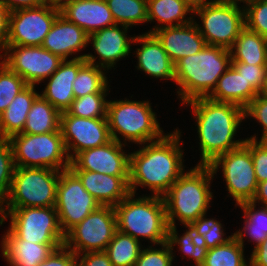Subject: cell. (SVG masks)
Returning a JSON list of instances; mask_svg holds the SVG:
<instances>
[{
    "label": "cell",
    "mask_w": 267,
    "mask_h": 266,
    "mask_svg": "<svg viewBox=\"0 0 267 266\" xmlns=\"http://www.w3.org/2000/svg\"><path fill=\"white\" fill-rule=\"evenodd\" d=\"M181 133L177 127L160 140L141 144L139 150L130 153V193L137 195L138 187H148L152 196L163 197L185 172Z\"/></svg>",
    "instance_id": "cell-1"
},
{
    "label": "cell",
    "mask_w": 267,
    "mask_h": 266,
    "mask_svg": "<svg viewBox=\"0 0 267 266\" xmlns=\"http://www.w3.org/2000/svg\"><path fill=\"white\" fill-rule=\"evenodd\" d=\"M182 105L191 107L197 121L195 126L201 153L198 165H209L218 156L244 144L246 138L235 139L241 122L245 120L241 106L216 102L208 97L195 98Z\"/></svg>",
    "instance_id": "cell-2"
},
{
    "label": "cell",
    "mask_w": 267,
    "mask_h": 266,
    "mask_svg": "<svg viewBox=\"0 0 267 266\" xmlns=\"http://www.w3.org/2000/svg\"><path fill=\"white\" fill-rule=\"evenodd\" d=\"M230 65L231 51L211 45L178 60L175 63V83L179 101L184 104L195 98L208 97Z\"/></svg>",
    "instance_id": "cell-3"
},
{
    "label": "cell",
    "mask_w": 267,
    "mask_h": 266,
    "mask_svg": "<svg viewBox=\"0 0 267 266\" xmlns=\"http://www.w3.org/2000/svg\"><path fill=\"white\" fill-rule=\"evenodd\" d=\"M215 176L209 165H198L184 172L163 196L168 225H191L207 214L213 199L211 181Z\"/></svg>",
    "instance_id": "cell-4"
},
{
    "label": "cell",
    "mask_w": 267,
    "mask_h": 266,
    "mask_svg": "<svg viewBox=\"0 0 267 266\" xmlns=\"http://www.w3.org/2000/svg\"><path fill=\"white\" fill-rule=\"evenodd\" d=\"M142 196V197H141ZM129 193L115 208L117 230L154 246L167 242L168 222L163 197Z\"/></svg>",
    "instance_id": "cell-5"
},
{
    "label": "cell",
    "mask_w": 267,
    "mask_h": 266,
    "mask_svg": "<svg viewBox=\"0 0 267 266\" xmlns=\"http://www.w3.org/2000/svg\"><path fill=\"white\" fill-rule=\"evenodd\" d=\"M151 104L149 100H109L107 121L112 139L125 145L127 141L141 145L160 140L166 133Z\"/></svg>",
    "instance_id": "cell-6"
},
{
    "label": "cell",
    "mask_w": 267,
    "mask_h": 266,
    "mask_svg": "<svg viewBox=\"0 0 267 266\" xmlns=\"http://www.w3.org/2000/svg\"><path fill=\"white\" fill-rule=\"evenodd\" d=\"M15 167L69 169L71 159L61 130L45 134L18 133L8 138Z\"/></svg>",
    "instance_id": "cell-7"
},
{
    "label": "cell",
    "mask_w": 267,
    "mask_h": 266,
    "mask_svg": "<svg viewBox=\"0 0 267 266\" xmlns=\"http://www.w3.org/2000/svg\"><path fill=\"white\" fill-rule=\"evenodd\" d=\"M60 172L50 168L15 167L9 194L0 209L55 207Z\"/></svg>",
    "instance_id": "cell-8"
},
{
    "label": "cell",
    "mask_w": 267,
    "mask_h": 266,
    "mask_svg": "<svg viewBox=\"0 0 267 266\" xmlns=\"http://www.w3.org/2000/svg\"><path fill=\"white\" fill-rule=\"evenodd\" d=\"M9 218L8 229L20 240L37 244H64L55 207L0 209V226Z\"/></svg>",
    "instance_id": "cell-9"
},
{
    "label": "cell",
    "mask_w": 267,
    "mask_h": 266,
    "mask_svg": "<svg viewBox=\"0 0 267 266\" xmlns=\"http://www.w3.org/2000/svg\"><path fill=\"white\" fill-rule=\"evenodd\" d=\"M201 24L195 20L206 44L231 49L240 31L245 27L244 6L214 0L194 10Z\"/></svg>",
    "instance_id": "cell-10"
},
{
    "label": "cell",
    "mask_w": 267,
    "mask_h": 266,
    "mask_svg": "<svg viewBox=\"0 0 267 266\" xmlns=\"http://www.w3.org/2000/svg\"><path fill=\"white\" fill-rule=\"evenodd\" d=\"M209 167L213 175L222 169L227 191L235 205L251 202L257 192V178L250 149L245 145L218 156Z\"/></svg>",
    "instance_id": "cell-11"
},
{
    "label": "cell",
    "mask_w": 267,
    "mask_h": 266,
    "mask_svg": "<svg viewBox=\"0 0 267 266\" xmlns=\"http://www.w3.org/2000/svg\"><path fill=\"white\" fill-rule=\"evenodd\" d=\"M117 230L113 206H100L65 234L64 245L75 255L105 251Z\"/></svg>",
    "instance_id": "cell-12"
},
{
    "label": "cell",
    "mask_w": 267,
    "mask_h": 266,
    "mask_svg": "<svg viewBox=\"0 0 267 266\" xmlns=\"http://www.w3.org/2000/svg\"><path fill=\"white\" fill-rule=\"evenodd\" d=\"M60 14L56 0L43 5L11 11L6 45L41 46Z\"/></svg>",
    "instance_id": "cell-13"
},
{
    "label": "cell",
    "mask_w": 267,
    "mask_h": 266,
    "mask_svg": "<svg viewBox=\"0 0 267 266\" xmlns=\"http://www.w3.org/2000/svg\"><path fill=\"white\" fill-rule=\"evenodd\" d=\"M100 206L70 169L60 172L55 209L64 234Z\"/></svg>",
    "instance_id": "cell-14"
},
{
    "label": "cell",
    "mask_w": 267,
    "mask_h": 266,
    "mask_svg": "<svg viewBox=\"0 0 267 266\" xmlns=\"http://www.w3.org/2000/svg\"><path fill=\"white\" fill-rule=\"evenodd\" d=\"M1 53V62L17 73L28 85L37 86L43 83L64 61L42 46L6 45Z\"/></svg>",
    "instance_id": "cell-15"
},
{
    "label": "cell",
    "mask_w": 267,
    "mask_h": 266,
    "mask_svg": "<svg viewBox=\"0 0 267 266\" xmlns=\"http://www.w3.org/2000/svg\"><path fill=\"white\" fill-rule=\"evenodd\" d=\"M60 130L70 159L112 140L107 118H83L62 112Z\"/></svg>",
    "instance_id": "cell-16"
},
{
    "label": "cell",
    "mask_w": 267,
    "mask_h": 266,
    "mask_svg": "<svg viewBox=\"0 0 267 266\" xmlns=\"http://www.w3.org/2000/svg\"><path fill=\"white\" fill-rule=\"evenodd\" d=\"M125 146L112 139L102 146L79 152L71 159L69 169L129 176L130 153L125 152Z\"/></svg>",
    "instance_id": "cell-17"
},
{
    "label": "cell",
    "mask_w": 267,
    "mask_h": 266,
    "mask_svg": "<svg viewBox=\"0 0 267 266\" xmlns=\"http://www.w3.org/2000/svg\"><path fill=\"white\" fill-rule=\"evenodd\" d=\"M129 29L128 26L116 24L88 35V46L91 42L94 53L98 56L92 53L86 54L84 58L86 63L102 67L107 71L115 69L116 63L126 58L132 51L131 44L135 36H128ZM96 59L99 61L96 62Z\"/></svg>",
    "instance_id": "cell-18"
},
{
    "label": "cell",
    "mask_w": 267,
    "mask_h": 266,
    "mask_svg": "<svg viewBox=\"0 0 267 266\" xmlns=\"http://www.w3.org/2000/svg\"><path fill=\"white\" fill-rule=\"evenodd\" d=\"M60 14L88 35L116 25L105 0H58Z\"/></svg>",
    "instance_id": "cell-19"
},
{
    "label": "cell",
    "mask_w": 267,
    "mask_h": 266,
    "mask_svg": "<svg viewBox=\"0 0 267 266\" xmlns=\"http://www.w3.org/2000/svg\"><path fill=\"white\" fill-rule=\"evenodd\" d=\"M137 43H140L141 48H137L134 52L138 60L135 67L152 78L170 80L175 83V64L157 37L153 33L145 32L134 37L133 44L137 45Z\"/></svg>",
    "instance_id": "cell-20"
},
{
    "label": "cell",
    "mask_w": 267,
    "mask_h": 266,
    "mask_svg": "<svg viewBox=\"0 0 267 266\" xmlns=\"http://www.w3.org/2000/svg\"><path fill=\"white\" fill-rule=\"evenodd\" d=\"M85 54L75 55L72 59L64 60L59 68L46 79L48 80L42 93L44 99L50 102L60 113L65 112L75 99L73 82L78 70L86 63Z\"/></svg>",
    "instance_id": "cell-21"
},
{
    "label": "cell",
    "mask_w": 267,
    "mask_h": 266,
    "mask_svg": "<svg viewBox=\"0 0 267 266\" xmlns=\"http://www.w3.org/2000/svg\"><path fill=\"white\" fill-rule=\"evenodd\" d=\"M153 34L174 64L183 57L199 53L207 45L194 20L181 26L157 29Z\"/></svg>",
    "instance_id": "cell-22"
},
{
    "label": "cell",
    "mask_w": 267,
    "mask_h": 266,
    "mask_svg": "<svg viewBox=\"0 0 267 266\" xmlns=\"http://www.w3.org/2000/svg\"><path fill=\"white\" fill-rule=\"evenodd\" d=\"M41 46L63 60H68L70 56L85 50L88 34L59 14Z\"/></svg>",
    "instance_id": "cell-23"
},
{
    "label": "cell",
    "mask_w": 267,
    "mask_h": 266,
    "mask_svg": "<svg viewBox=\"0 0 267 266\" xmlns=\"http://www.w3.org/2000/svg\"><path fill=\"white\" fill-rule=\"evenodd\" d=\"M101 206L119 204L129 193V176H111L87 170H71Z\"/></svg>",
    "instance_id": "cell-24"
},
{
    "label": "cell",
    "mask_w": 267,
    "mask_h": 266,
    "mask_svg": "<svg viewBox=\"0 0 267 266\" xmlns=\"http://www.w3.org/2000/svg\"><path fill=\"white\" fill-rule=\"evenodd\" d=\"M2 257L10 266H38L64 244H37L18 239L9 229L2 236Z\"/></svg>",
    "instance_id": "cell-25"
},
{
    "label": "cell",
    "mask_w": 267,
    "mask_h": 266,
    "mask_svg": "<svg viewBox=\"0 0 267 266\" xmlns=\"http://www.w3.org/2000/svg\"><path fill=\"white\" fill-rule=\"evenodd\" d=\"M258 93L232 65L218 79L217 86L208 96L216 102L233 103L245 108Z\"/></svg>",
    "instance_id": "cell-26"
},
{
    "label": "cell",
    "mask_w": 267,
    "mask_h": 266,
    "mask_svg": "<svg viewBox=\"0 0 267 266\" xmlns=\"http://www.w3.org/2000/svg\"><path fill=\"white\" fill-rule=\"evenodd\" d=\"M147 10V23L157 22L147 33L163 27L185 25L194 20V10L183 0H147Z\"/></svg>",
    "instance_id": "cell-27"
},
{
    "label": "cell",
    "mask_w": 267,
    "mask_h": 266,
    "mask_svg": "<svg viewBox=\"0 0 267 266\" xmlns=\"http://www.w3.org/2000/svg\"><path fill=\"white\" fill-rule=\"evenodd\" d=\"M35 87L36 85H28L0 115V138H9L23 131L28 112L39 95Z\"/></svg>",
    "instance_id": "cell-28"
},
{
    "label": "cell",
    "mask_w": 267,
    "mask_h": 266,
    "mask_svg": "<svg viewBox=\"0 0 267 266\" xmlns=\"http://www.w3.org/2000/svg\"><path fill=\"white\" fill-rule=\"evenodd\" d=\"M231 51V62L267 65V38L244 27Z\"/></svg>",
    "instance_id": "cell-29"
},
{
    "label": "cell",
    "mask_w": 267,
    "mask_h": 266,
    "mask_svg": "<svg viewBox=\"0 0 267 266\" xmlns=\"http://www.w3.org/2000/svg\"><path fill=\"white\" fill-rule=\"evenodd\" d=\"M60 112L40 94L32 103L23 131L25 134H45L60 130Z\"/></svg>",
    "instance_id": "cell-30"
},
{
    "label": "cell",
    "mask_w": 267,
    "mask_h": 266,
    "mask_svg": "<svg viewBox=\"0 0 267 266\" xmlns=\"http://www.w3.org/2000/svg\"><path fill=\"white\" fill-rule=\"evenodd\" d=\"M237 206L243 211L244 224L243 229L234 232V236L243 247L244 239L248 236V242L252 241L256 247L267 237V207L257 208V204L252 201L243 202Z\"/></svg>",
    "instance_id": "cell-31"
},
{
    "label": "cell",
    "mask_w": 267,
    "mask_h": 266,
    "mask_svg": "<svg viewBox=\"0 0 267 266\" xmlns=\"http://www.w3.org/2000/svg\"><path fill=\"white\" fill-rule=\"evenodd\" d=\"M186 231L182 235L178 234L177 226L169 225L167 234V243L171 251H174V246L178 245V252L184 253L182 259L188 257L194 261V266H201L208 253V248L197 239L194 230L189 226H184Z\"/></svg>",
    "instance_id": "cell-32"
},
{
    "label": "cell",
    "mask_w": 267,
    "mask_h": 266,
    "mask_svg": "<svg viewBox=\"0 0 267 266\" xmlns=\"http://www.w3.org/2000/svg\"><path fill=\"white\" fill-rule=\"evenodd\" d=\"M142 248L143 246L139 240L116 230L105 252L112 266H135Z\"/></svg>",
    "instance_id": "cell-33"
},
{
    "label": "cell",
    "mask_w": 267,
    "mask_h": 266,
    "mask_svg": "<svg viewBox=\"0 0 267 266\" xmlns=\"http://www.w3.org/2000/svg\"><path fill=\"white\" fill-rule=\"evenodd\" d=\"M106 69L85 63L73 82L74 97H82L91 93H108L109 81Z\"/></svg>",
    "instance_id": "cell-34"
},
{
    "label": "cell",
    "mask_w": 267,
    "mask_h": 266,
    "mask_svg": "<svg viewBox=\"0 0 267 266\" xmlns=\"http://www.w3.org/2000/svg\"><path fill=\"white\" fill-rule=\"evenodd\" d=\"M118 25L128 27L147 23V0H105Z\"/></svg>",
    "instance_id": "cell-35"
},
{
    "label": "cell",
    "mask_w": 267,
    "mask_h": 266,
    "mask_svg": "<svg viewBox=\"0 0 267 266\" xmlns=\"http://www.w3.org/2000/svg\"><path fill=\"white\" fill-rule=\"evenodd\" d=\"M244 249L233 236L227 243L208 249L201 266H247Z\"/></svg>",
    "instance_id": "cell-36"
},
{
    "label": "cell",
    "mask_w": 267,
    "mask_h": 266,
    "mask_svg": "<svg viewBox=\"0 0 267 266\" xmlns=\"http://www.w3.org/2000/svg\"><path fill=\"white\" fill-rule=\"evenodd\" d=\"M107 95L109 93H91L75 98L65 112L83 118H107Z\"/></svg>",
    "instance_id": "cell-37"
},
{
    "label": "cell",
    "mask_w": 267,
    "mask_h": 266,
    "mask_svg": "<svg viewBox=\"0 0 267 266\" xmlns=\"http://www.w3.org/2000/svg\"><path fill=\"white\" fill-rule=\"evenodd\" d=\"M223 226L221 221L216 218H207L206 214H203L190 225L197 239L208 249L223 245L233 238L234 233L226 237Z\"/></svg>",
    "instance_id": "cell-38"
},
{
    "label": "cell",
    "mask_w": 267,
    "mask_h": 266,
    "mask_svg": "<svg viewBox=\"0 0 267 266\" xmlns=\"http://www.w3.org/2000/svg\"><path fill=\"white\" fill-rule=\"evenodd\" d=\"M28 84L0 61V115Z\"/></svg>",
    "instance_id": "cell-39"
},
{
    "label": "cell",
    "mask_w": 267,
    "mask_h": 266,
    "mask_svg": "<svg viewBox=\"0 0 267 266\" xmlns=\"http://www.w3.org/2000/svg\"><path fill=\"white\" fill-rule=\"evenodd\" d=\"M15 164L8 138H0V206L6 200L12 183Z\"/></svg>",
    "instance_id": "cell-40"
},
{
    "label": "cell",
    "mask_w": 267,
    "mask_h": 266,
    "mask_svg": "<svg viewBox=\"0 0 267 266\" xmlns=\"http://www.w3.org/2000/svg\"><path fill=\"white\" fill-rule=\"evenodd\" d=\"M244 21L248 30L267 38V0H255L244 5Z\"/></svg>",
    "instance_id": "cell-41"
},
{
    "label": "cell",
    "mask_w": 267,
    "mask_h": 266,
    "mask_svg": "<svg viewBox=\"0 0 267 266\" xmlns=\"http://www.w3.org/2000/svg\"><path fill=\"white\" fill-rule=\"evenodd\" d=\"M159 246L161 248H154L153 245L143 247L135 266H173L175 253L171 251L168 243Z\"/></svg>",
    "instance_id": "cell-42"
},
{
    "label": "cell",
    "mask_w": 267,
    "mask_h": 266,
    "mask_svg": "<svg viewBox=\"0 0 267 266\" xmlns=\"http://www.w3.org/2000/svg\"><path fill=\"white\" fill-rule=\"evenodd\" d=\"M244 117L249 119L250 117L256 120V122L262 127V134L260 139L254 134L248 139L256 141H267V98L257 95L245 108ZM258 138V139H257Z\"/></svg>",
    "instance_id": "cell-43"
},
{
    "label": "cell",
    "mask_w": 267,
    "mask_h": 266,
    "mask_svg": "<svg viewBox=\"0 0 267 266\" xmlns=\"http://www.w3.org/2000/svg\"><path fill=\"white\" fill-rule=\"evenodd\" d=\"M244 144L250 149L257 183L267 180V141L246 138Z\"/></svg>",
    "instance_id": "cell-44"
},
{
    "label": "cell",
    "mask_w": 267,
    "mask_h": 266,
    "mask_svg": "<svg viewBox=\"0 0 267 266\" xmlns=\"http://www.w3.org/2000/svg\"><path fill=\"white\" fill-rule=\"evenodd\" d=\"M231 65L242 74L257 93L260 92L266 77L267 65H251L241 62H231Z\"/></svg>",
    "instance_id": "cell-45"
},
{
    "label": "cell",
    "mask_w": 267,
    "mask_h": 266,
    "mask_svg": "<svg viewBox=\"0 0 267 266\" xmlns=\"http://www.w3.org/2000/svg\"><path fill=\"white\" fill-rule=\"evenodd\" d=\"M38 266H77L76 255L65 245L53 250Z\"/></svg>",
    "instance_id": "cell-46"
},
{
    "label": "cell",
    "mask_w": 267,
    "mask_h": 266,
    "mask_svg": "<svg viewBox=\"0 0 267 266\" xmlns=\"http://www.w3.org/2000/svg\"><path fill=\"white\" fill-rule=\"evenodd\" d=\"M77 266H112L105 251L87 252L76 255Z\"/></svg>",
    "instance_id": "cell-47"
},
{
    "label": "cell",
    "mask_w": 267,
    "mask_h": 266,
    "mask_svg": "<svg viewBox=\"0 0 267 266\" xmlns=\"http://www.w3.org/2000/svg\"><path fill=\"white\" fill-rule=\"evenodd\" d=\"M9 14L10 11L0 1V52L4 50L7 43Z\"/></svg>",
    "instance_id": "cell-48"
},
{
    "label": "cell",
    "mask_w": 267,
    "mask_h": 266,
    "mask_svg": "<svg viewBox=\"0 0 267 266\" xmlns=\"http://www.w3.org/2000/svg\"><path fill=\"white\" fill-rule=\"evenodd\" d=\"M11 12L17 9L33 8L43 5L48 0H0Z\"/></svg>",
    "instance_id": "cell-49"
},
{
    "label": "cell",
    "mask_w": 267,
    "mask_h": 266,
    "mask_svg": "<svg viewBox=\"0 0 267 266\" xmlns=\"http://www.w3.org/2000/svg\"><path fill=\"white\" fill-rule=\"evenodd\" d=\"M250 260L257 266H267V237L252 249Z\"/></svg>",
    "instance_id": "cell-50"
},
{
    "label": "cell",
    "mask_w": 267,
    "mask_h": 266,
    "mask_svg": "<svg viewBox=\"0 0 267 266\" xmlns=\"http://www.w3.org/2000/svg\"><path fill=\"white\" fill-rule=\"evenodd\" d=\"M252 202L258 206L267 207V180L258 183L257 192Z\"/></svg>",
    "instance_id": "cell-51"
},
{
    "label": "cell",
    "mask_w": 267,
    "mask_h": 266,
    "mask_svg": "<svg viewBox=\"0 0 267 266\" xmlns=\"http://www.w3.org/2000/svg\"><path fill=\"white\" fill-rule=\"evenodd\" d=\"M186 2L193 10L204 6L205 4H209L214 0H183Z\"/></svg>",
    "instance_id": "cell-52"
},
{
    "label": "cell",
    "mask_w": 267,
    "mask_h": 266,
    "mask_svg": "<svg viewBox=\"0 0 267 266\" xmlns=\"http://www.w3.org/2000/svg\"><path fill=\"white\" fill-rule=\"evenodd\" d=\"M258 95H260V96H262L264 98H267V71H266V77H265V80H264V83H263V87L260 90V92L258 93Z\"/></svg>",
    "instance_id": "cell-53"
},
{
    "label": "cell",
    "mask_w": 267,
    "mask_h": 266,
    "mask_svg": "<svg viewBox=\"0 0 267 266\" xmlns=\"http://www.w3.org/2000/svg\"><path fill=\"white\" fill-rule=\"evenodd\" d=\"M223 1H225V2H229V3L238 4V5H241L240 3L243 2V6H244V4L246 5V4H248V3H250V2H253V1H255V0H223Z\"/></svg>",
    "instance_id": "cell-54"
},
{
    "label": "cell",
    "mask_w": 267,
    "mask_h": 266,
    "mask_svg": "<svg viewBox=\"0 0 267 266\" xmlns=\"http://www.w3.org/2000/svg\"><path fill=\"white\" fill-rule=\"evenodd\" d=\"M247 266H257V265H255V264L248 258Z\"/></svg>",
    "instance_id": "cell-55"
}]
</instances>
